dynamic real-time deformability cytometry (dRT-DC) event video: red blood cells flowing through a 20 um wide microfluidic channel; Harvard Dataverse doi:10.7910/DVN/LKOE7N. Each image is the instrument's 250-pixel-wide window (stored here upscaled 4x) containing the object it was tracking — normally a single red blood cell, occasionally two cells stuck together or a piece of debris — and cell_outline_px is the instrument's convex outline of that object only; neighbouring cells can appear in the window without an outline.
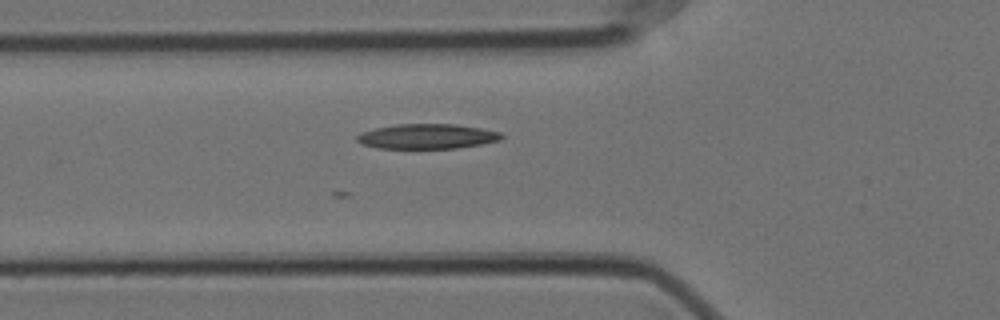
{"species": "Egyptian fruit bat (a non-hibernating species)", "species_latin": "Rousettus aegyptiacus", "temperature_condition": "cold", "stored_images_in_passage": 46, "camera_frame_rate_fps": 3000, "um_per_image_px": 0.085, "animal": {"sex": "female"}, "frame": {"image": 1, "passage_image": 8, "time_ms": 2.333, "image_size_px": [1000, 320], "cell_outline_px": [[504, 136], [500, 140], [480, 144], [456, 148], [376, 148], [364, 144], [356, 140], [356, 136], [360, 132], [376, 128], [396, 124], [456, 124], [480, 128], [500, 132]], "centroid_in_image_um": [36.29, 11.59], "position_along_channel_um": 89.5, "area_um2": 20.87}}
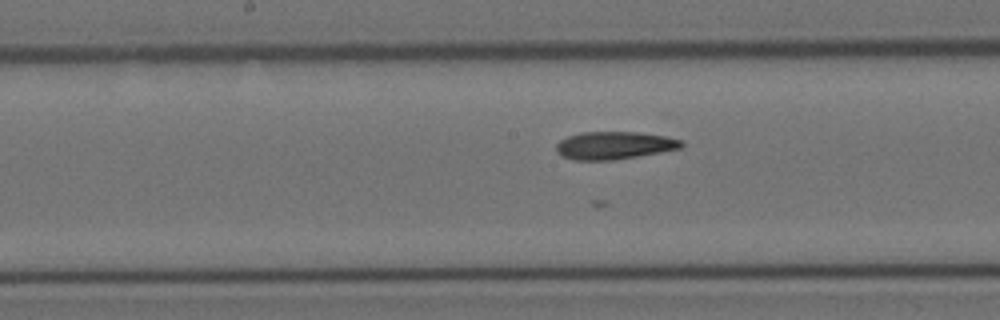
{"frame": {"image": 2, "passage_image": 17, "time_ms": 5.333, "image_size_px": [1000, 320], "cell_outline_px": [[684, 144], [680, 148], [660, 152], [612, 160], [572, 160], [560, 156], [556, 152], [556, 144], [560, 140], [568, 136], [580, 132], [640, 132], [664, 136], [684, 140]], "centroid_in_image_um": [52.17, 12.35], "position_along_channel_um": 196.0, "area_um2": 20.29}}
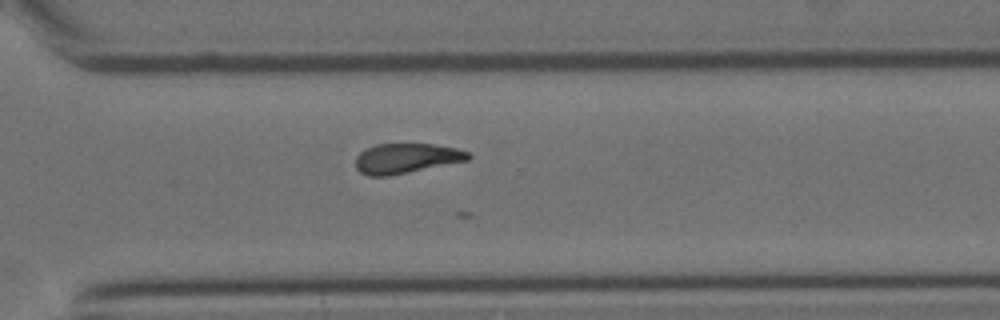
{"frame": {"image": 3, "passage_image": 29, "time_ms": 9.333, "image_size_px": [1000, 320], "cell_outline_px": [[472, 156], [468, 160], [388, 176], [368, 176], [360, 172], [356, 168], [356, 156], [360, 152], [376, 144], [432, 144], [456, 148], [468, 152]], "centroid_in_image_um": [34.52, 13.46], "position_along_channel_um": 336.1, "area_um2": 19.48}}